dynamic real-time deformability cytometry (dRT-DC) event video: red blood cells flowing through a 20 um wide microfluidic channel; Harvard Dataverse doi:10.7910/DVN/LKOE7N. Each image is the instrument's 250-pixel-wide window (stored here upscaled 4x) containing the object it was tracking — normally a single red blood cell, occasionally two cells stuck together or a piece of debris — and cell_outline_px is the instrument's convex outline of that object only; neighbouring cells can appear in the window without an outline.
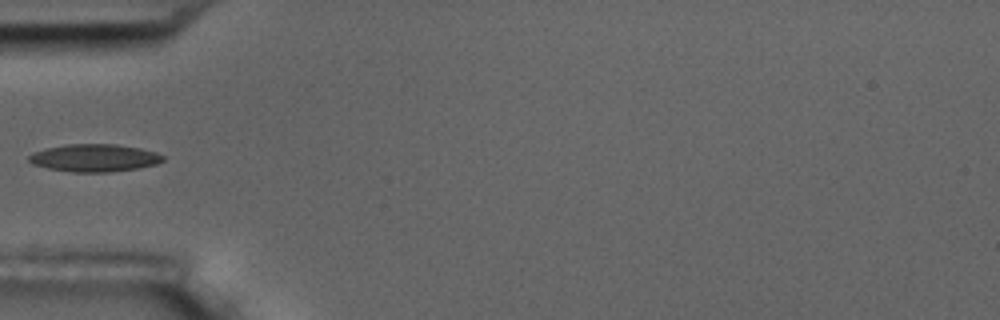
{"species": "common noctule bat (a hibernating species)", "species_latin": "Nyctalus noctula", "temperature_condition": "room temperature", "stored_images_in_passage": 6, "camera_frame_rate_fps": 3000, "um_per_image_px": 0.085, "animal": {"sex": "male", "body_mass_g": 17.5, "forearm_length_mm": 52.3}, "frame": {"image": 1, "passage_image": 6, "time_ms": 6.0, "image_size_px": [1000, 320], "cell_outline_px": [[164, 160], [156, 164], [136, 168], [108, 172], [72, 172], [48, 168], [32, 164], [28, 160], [28, 156], [32, 152], [44, 148], [68, 144], [116, 144], [140, 148], [156, 152], [164, 156]], "centroid_in_image_um": [7.99, 13.41], "position_along_channel_um": 77.0, "area_um2": 21.56}}